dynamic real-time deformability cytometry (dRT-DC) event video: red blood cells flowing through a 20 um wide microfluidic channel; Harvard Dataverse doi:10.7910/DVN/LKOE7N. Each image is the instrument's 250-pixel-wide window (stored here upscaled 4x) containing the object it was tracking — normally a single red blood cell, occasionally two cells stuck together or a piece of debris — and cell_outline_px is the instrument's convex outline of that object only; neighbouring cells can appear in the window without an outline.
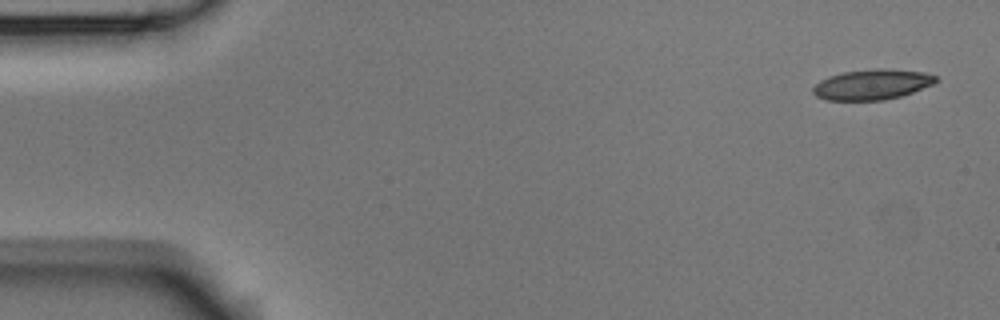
{"species": "Egyptian fruit bat (a non-hibernating species)", "species_latin": "Rousettus aegyptiacus", "temperature_condition": "room temperature", "stored_images_in_passage": 5, "camera_frame_rate_fps": 3000, "um_per_image_px": 0.085, "animal": {"sex": "male"}, "frame": {"image": 1, "passage_image": 1, "time_ms": 0.0, "image_size_px": [1000, 320], "cell_outline_px": [[940, 80], [932, 84], [912, 92], [900, 96], [884, 100], [824, 100], [816, 96], [812, 92], [812, 88], [820, 80], [828, 76], [844, 72], [876, 68], [888, 68], [924, 72], [936, 76]], "centroid_in_image_um": [74.12, 7.17], "position_along_channel_um": 10.9, "area_um2": 21.79}}
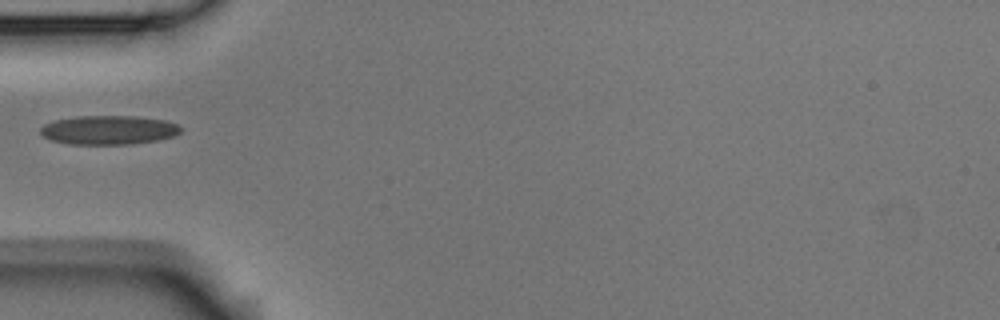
{"frame": {"image": 2, "passage_image": 4, "time_ms": 1.0, "image_size_px": [1000, 320], "cell_outline_px": [[184, 128], [180, 132], [172, 136], [160, 140], [128, 144], [68, 144], [52, 140], [44, 136], [40, 132], [40, 128], [44, 124], [56, 120], [76, 116], [136, 116], [168, 120]], "centroid_in_image_um": [9.27, 11.04], "position_along_channel_um": 75.7, "area_um2": 23.81}}
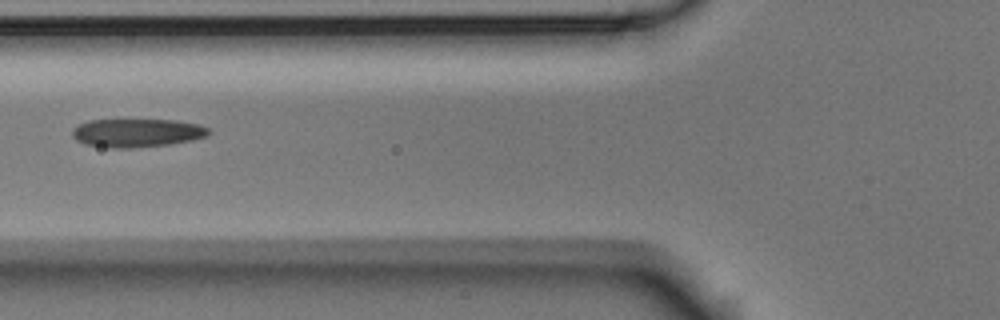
{"frame": {"image": 3, "passage_image": 5, "time_ms": 1.333, "image_size_px": [1000, 320], "cell_outline_px": [[212, 132], [208, 136], [192, 140], [168, 144], [132, 148], [112, 148], [84, 144], [76, 140], [72, 136], [72, 128], [76, 124], [88, 120], [176, 120], [200, 124], [208, 128]], "centroid_in_image_um": [11.63, 11.29], "position_along_channel_um": 114.2, "area_um2": 22.83}}